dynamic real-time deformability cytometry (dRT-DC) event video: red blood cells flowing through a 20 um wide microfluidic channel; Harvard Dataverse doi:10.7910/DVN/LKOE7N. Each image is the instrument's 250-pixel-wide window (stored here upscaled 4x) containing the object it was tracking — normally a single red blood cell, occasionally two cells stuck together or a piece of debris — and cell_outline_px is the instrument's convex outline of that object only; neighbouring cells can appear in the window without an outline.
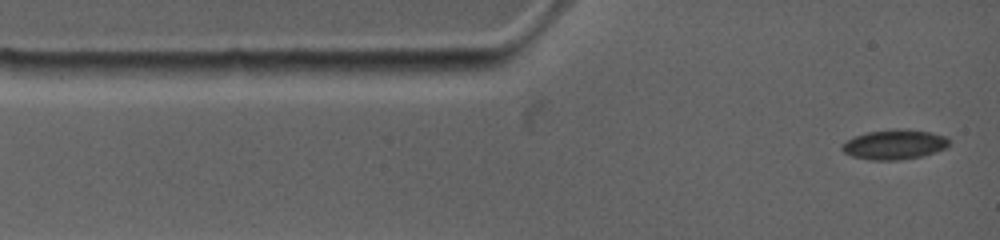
{"species": "common noctule bat (a hibernating species)", "species_latin": "Nyctalus noctula", "temperature_condition": "warm", "stored_images_in_passage": 45, "camera_frame_rate_fps": 4500, "um_per_image_px": 0.085, "animal": {"sex": "female", "body_mass_g": 19.0, "forearm_length_mm": 53.3}, "frame": {"image": 1, "passage_image": 1, "time_ms": 0.0, "image_size_px": [1000, 240], "cell_outline_px": [[952, 144], [948, 148], [924, 156], [900, 160], [868, 160], [852, 156], [844, 152], [840, 148], [848, 140], [856, 136], [872, 132], [928, 132], [944, 136]], "centroid_in_image_um": [76.06, 12.36], "position_along_channel_um": 8.9, "area_um2": 17.69}}
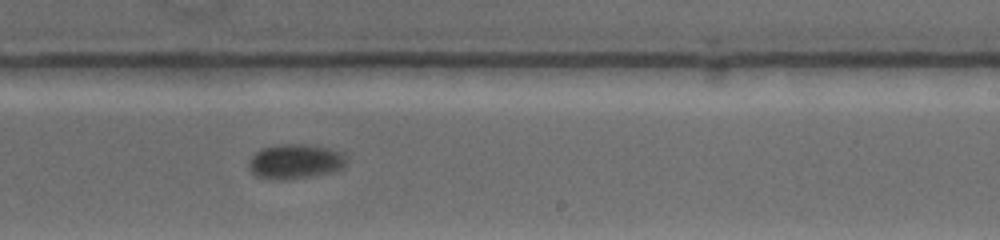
{"frame": {"image": 2, "passage_image": 20, "time_ms": 7.778, "image_size_px": [1000, 240], "cell_outline_px": [[344, 160], [340, 168], [332, 172], [292, 180], [264, 180], [256, 176], [252, 172], [252, 160], [260, 152], [268, 148], [320, 148], [336, 152]], "centroid_in_image_um": [25.05, 13.87], "position_along_channel_um": 263.9, "area_um2": 17.51}}
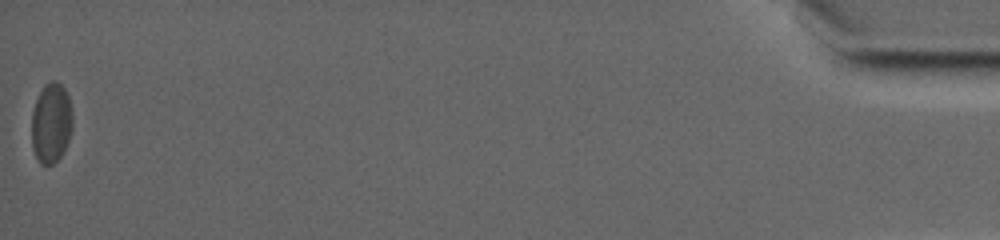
{"frame": {"image": 3, "passage_image": 45, "time_ms": 16.889, "image_size_px": [1000, 240], "cell_outline_px": [[72, 132], [64, 152], [52, 164], [40, 164], [36, 160], [32, 148], [32, 112], [36, 100], [44, 84], [52, 80], [56, 80], [64, 88], [68, 96], [72, 112]], "centroid_in_image_um": [4.35, 10.47], "position_along_channel_um": 430.8, "area_um2": 19.31}, "authors_computed_cell_mechanics": {"area_um2": 18.6694, "velocity_mm_per_s": 3.7528, "shape_relaxation_time_tau1_ms": 4.6599, "shape_relaxation_time_tau2_ms": null, "deformation_change_tau1": 0.0968, "deformation_change_tau2": null}}